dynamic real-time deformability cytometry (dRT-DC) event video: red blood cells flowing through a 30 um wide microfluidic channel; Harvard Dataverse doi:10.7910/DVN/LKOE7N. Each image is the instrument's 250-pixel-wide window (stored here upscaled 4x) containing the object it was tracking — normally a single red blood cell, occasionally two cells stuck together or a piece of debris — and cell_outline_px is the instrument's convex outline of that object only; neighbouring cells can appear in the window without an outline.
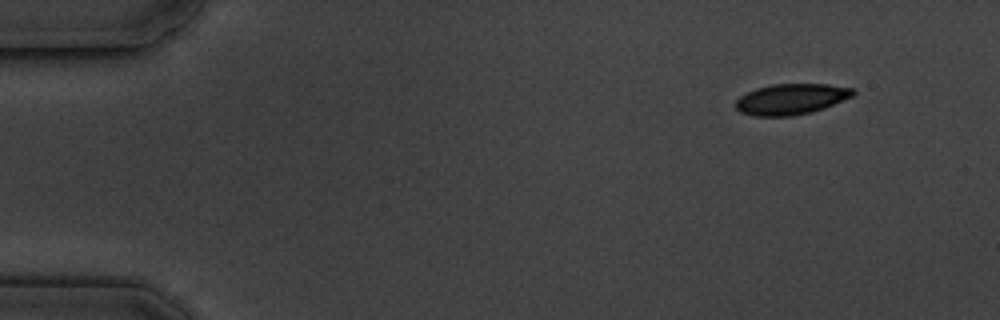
{"species": "common noctule bat (a hibernating species)", "species_latin": "Nyctalus noctula", "temperature_condition": "cold", "stored_images_in_passage": 5, "segment_of_instrument_passage": [2, 2], "camera_frame_rate_fps": 3000, "um_per_image_px": 0.085, "animal": {"sex": "male", "body_mass_g": 19.5, "forearm_length_mm": 54.6}, "frame": {"image": 1, "passage_image": 5, "time_ms": 5.667, "image_size_px": [1000, 320], "cell_outline_px": [[856, 92], [852, 96], [824, 108], [812, 112], [792, 116], [756, 116], [740, 112], [736, 108], [736, 100], [740, 96], [756, 88], [772, 84], [828, 84], [852, 88]], "centroid_in_image_um": [67.24, 8.42], "position_along_channel_um": 17.8, "area_um2": 20.98}}